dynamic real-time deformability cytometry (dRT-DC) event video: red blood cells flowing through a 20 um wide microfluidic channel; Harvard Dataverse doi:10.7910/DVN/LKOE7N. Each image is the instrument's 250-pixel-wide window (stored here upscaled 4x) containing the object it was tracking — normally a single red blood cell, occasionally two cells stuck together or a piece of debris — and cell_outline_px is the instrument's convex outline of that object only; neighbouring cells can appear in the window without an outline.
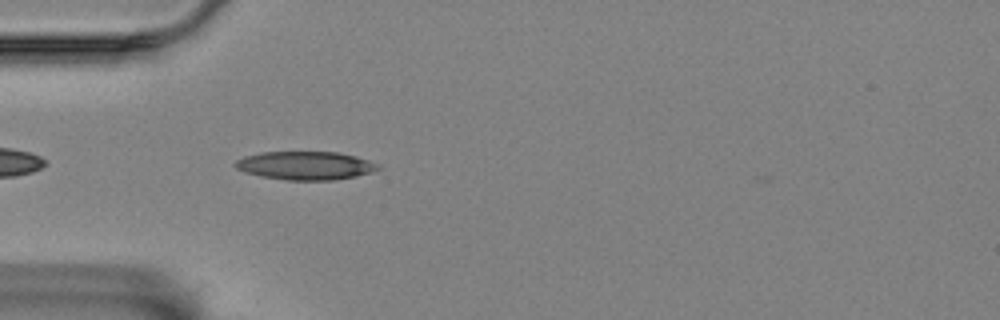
{"species": "Egyptian fruit bat (a non-hibernating species)", "species_latin": "Rousettus aegyptiacus", "temperature_condition": "room temperature", "stored_images_in_passage": 41, "camera_frame_rate_fps": 3000, "um_per_image_px": 0.085, "animal": {"sex": "female"}, "frame": {"image": 1, "passage_image": 2, "time_ms": 0.333, "image_size_px": [1000, 320], "cell_outline_px": [[384, 168], [372, 172], [356, 176], [336, 180], [288, 180], [260, 176], [244, 172], [236, 168], [232, 164], [236, 160], [244, 156], [260, 152], [336, 152], [356, 156], [380, 164]], "centroid_in_image_um": [25.98, 14.07], "position_along_channel_um": 59.0, "area_um2": 23.87}}
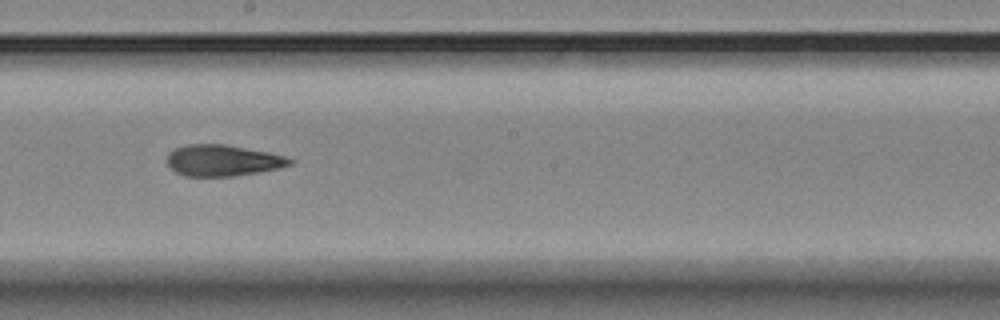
{"frame": {"image": 2, "passage_image": 17, "time_ms": 5.333, "image_size_px": [1000, 320], "cell_outline_px": [[296, 160], [292, 164], [280, 168], [260, 172], [232, 176], [184, 176], [176, 172], [168, 164], [168, 152], [176, 148], [188, 144], [224, 144], [268, 152], [284, 156]], "centroid_in_image_um": [18.96, 13.64], "position_along_channel_um": 229.2, "area_um2": 22.31}}
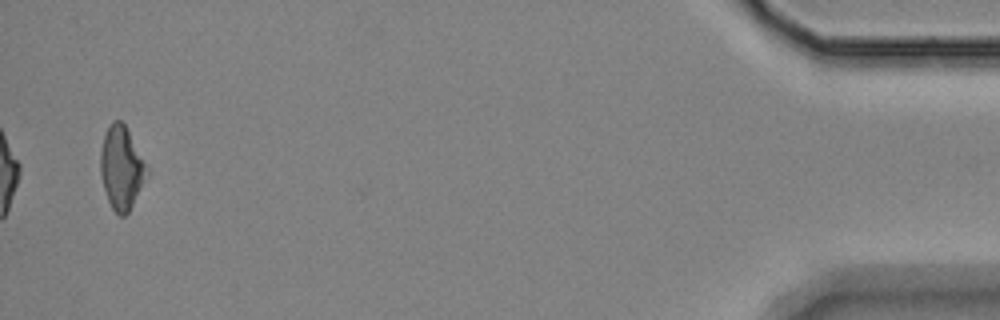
{"frame": {"image": 3, "passage_image": 41, "time_ms": 13.333, "image_size_px": [1000, 320], "cell_outline_px": [[148, 176], [128, 212], [124, 216], [120, 216], [112, 208], [108, 200], [104, 188], [100, 172], [100, 152], [104, 132], [112, 120], [120, 120], [124, 124], [148, 168]], "centroid_in_image_um": [10.31, 14.25], "position_along_channel_um": 424.9, "area_um2": 22.25}, "authors_computed_cell_mechanics": {"area_um2": 22.7154, "velocity_mm_per_s": 3.4522, "shape_relaxation_time_tau1_ms": 10.3095, "shape_relaxation_time_tau2_ms": 4.1242, "deformation_change_tau1": 0.2037, "deformation_change_tau2": 0.1362}}